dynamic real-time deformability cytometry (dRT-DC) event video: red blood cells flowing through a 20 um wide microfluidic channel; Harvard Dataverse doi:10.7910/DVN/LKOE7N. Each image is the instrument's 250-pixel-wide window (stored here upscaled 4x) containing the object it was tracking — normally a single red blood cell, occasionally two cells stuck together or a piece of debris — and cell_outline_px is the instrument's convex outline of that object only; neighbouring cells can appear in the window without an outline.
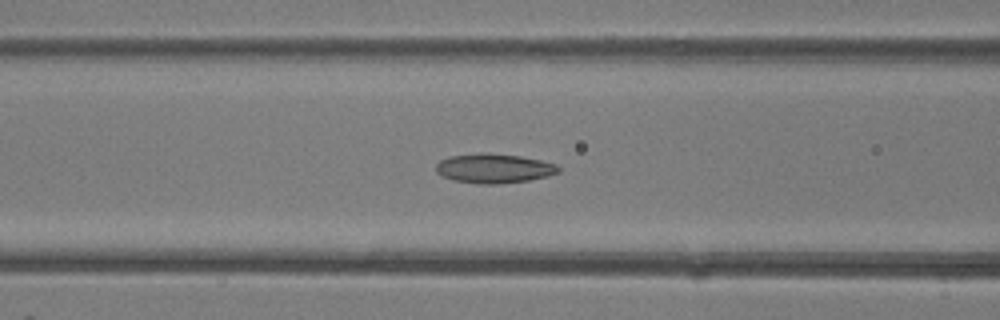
{"species": "common noctule bat (a hibernating species)", "species_latin": "Nyctalus noctula", "temperature_condition": "room temperature", "stored_images_in_passage": 40, "camera_frame_rate_fps": 3000, "um_per_image_px": 0.085, "animal": {"sex": "female"}, "frame": {"image": 1, "passage_image": 16, "time_ms": 5.0, "image_size_px": [1000, 320], "cell_outline_px": [[560, 172], [548, 176], [528, 180], [496, 184], [476, 184], [456, 180], [444, 176], [436, 172], [436, 164], [440, 160], [448, 156], [480, 152], [488, 152], [520, 156], [540, 160], [556, 164], [560, 168]], "centroid_in_image_um": [41.98, 14.3], "position_along_channel_um": 124.6, "area_um2": 21.1}}
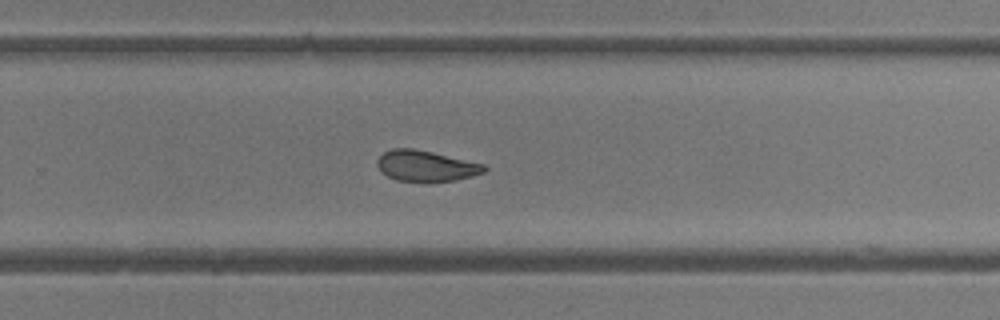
{"frame": {"image": 2, "passage_image": 26, "time_ms": 8.333, "image_size_px": [1000, 320], "cell_outline_px": [[488, 168], [484, 172], [472, 176], [456, 180], [428, 184], [396, 180], [388, 176], [376, 164], [376, 160], [384, 152], [392, 148], [412, 148], [432, 152], [484, 164]], "centroid_in_image_um": [36.21, 14.14], "position_along_channel_um": 293.6, "area_um2": 19.59}}
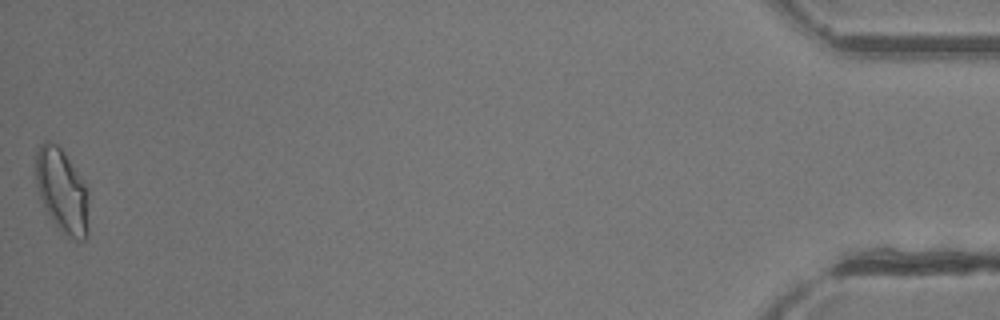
{"frame": {"image": 3, "passage_image": 40, "time_ms": 13.0, "image_size_px": [1000, 320], "cell_outline_px": [[88, 236], [84, 240], [76, 240], [64, 232], [56, 224], [48, 212], [40, 196], [36, 180], [36, 152], [40, 144], [44, 140], [48, 140], [56, 144], [64, 152], [84, 180], [88, 188]], "centroid_in_image_um": [5.31, 16.18], "position_along_channel_um": 429.9, "area_um2": 25.72}}